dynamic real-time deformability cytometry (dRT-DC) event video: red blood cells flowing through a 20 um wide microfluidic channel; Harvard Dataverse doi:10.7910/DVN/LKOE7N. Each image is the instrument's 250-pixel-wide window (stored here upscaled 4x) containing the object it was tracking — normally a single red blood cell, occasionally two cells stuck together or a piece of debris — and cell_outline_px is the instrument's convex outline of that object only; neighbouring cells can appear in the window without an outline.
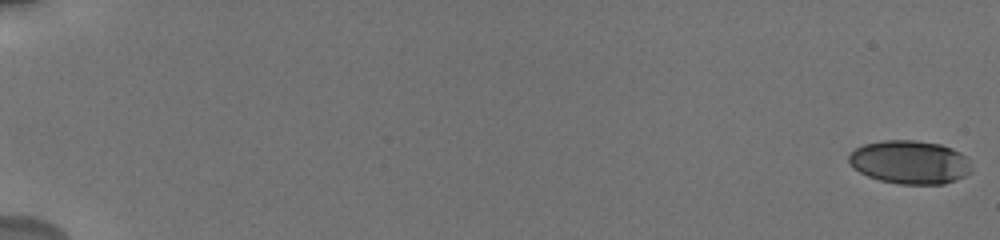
{"species": "human", "species_latin": "Homo sapiens", "temperature_condition": "cold", "stored_images_in_passage": 12, "camera_frame_rate_fps": 3000, "um_per_image_px": 0.085, "donor": {"sex": "male"}, "frame": {"image": 1, "passage_image": 1, "time_ms": 0.0, "image_size_px": [1000, 240], "cell_outline_px": [[972, 172], [956, 180], [944, 184], [900, 184], [880, 180], [868, 176], [860, 172], [848, 160], [848, 156], [856, 148], [864, 144], [880, 140], [912, 140], [940, 144], [952, 148], [960, 152], [968, 160], [972, 168]], "centroid_in_image_um": [77.36, 13.78], "position_along_channel_um": 7.6, "area_um2": 30.98}}
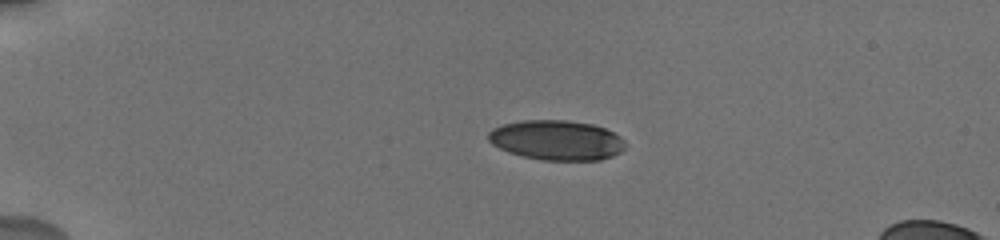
{"frame": {"image": 2, "passage_image": 7, "time_ms": 4.667, "image_size_px": [1000, 240], "cell_outline_px": [[628, 144], [620, 152], [612, 156], [600, 160], [540, 160], [508, 152], [492, 144], [488, 140], [488, 132], [492, 128], [500, 124], [520, 120], [568, 120], [592, 124], [604, 128], [620, 136]], "centroid_in_image_um": [47.3, 11.9], "position_along_channel_um": 37.7, "area_um2": 32.08}}
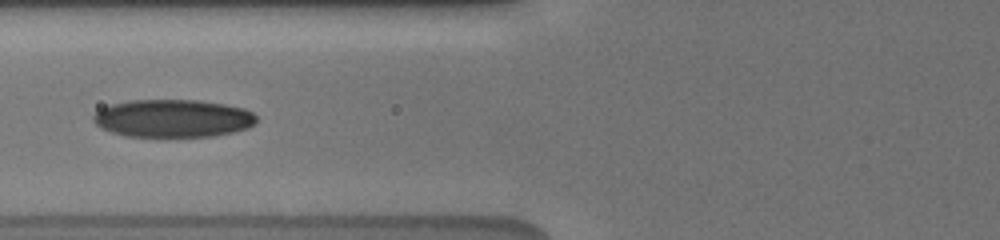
{"frame": {"image": 3, "passage_image": 10, "time_ms": 8.333, "image_size_px": [1000, 240], "cell_outline_px": [[256, 124], [248, 128], [232, 132], [212, 136], [128, 136], [112, 132], [100, 128], [92, 120], [92, 116], [100, 108], [112, 104], [128, 100], [200, 100], [224, 104], [244, 108], [252, 112], [256, 116]], "centroid_in_image_um": [14.69, 10.05], "position_along_channel_um": 111.1, "area_um2": 36.01}}